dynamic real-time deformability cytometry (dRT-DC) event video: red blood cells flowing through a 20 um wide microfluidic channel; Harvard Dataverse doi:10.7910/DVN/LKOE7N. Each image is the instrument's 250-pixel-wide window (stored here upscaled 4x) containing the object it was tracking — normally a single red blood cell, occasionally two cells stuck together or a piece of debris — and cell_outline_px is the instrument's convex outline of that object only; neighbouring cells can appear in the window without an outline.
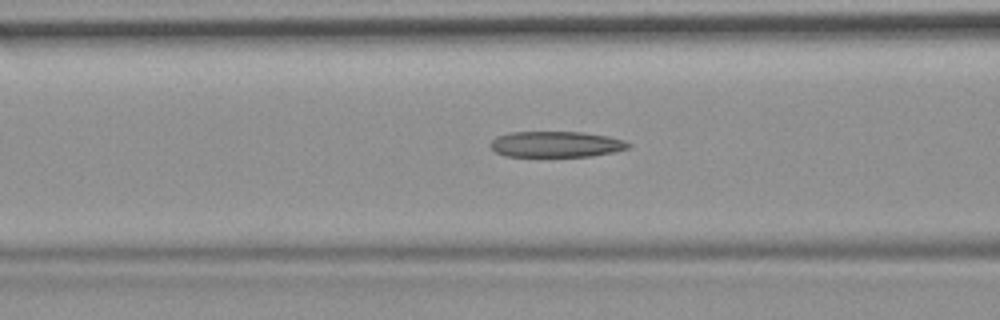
{"species": "common noctule bat (a hibernating species)", "species_latin": "Nyctalus noctula", "temperature_condition": "room temperature", "stored_images_in_passage": 47, "camera_frame_rate_fps": 3000, "um_per_image_px": 0.085, "animal": {"sex": "female", "body_mass_g": 19.9}, "frame": {"image": 1, "passage_image": 14, "time_ms": 4.333, "image_size_px": [1000, 320], "cell_outline_px": [[632, 144], [628, 148], [616, 152], [592, 156], [504, 156], [496, 152], [488, 144], [496, 136], [512, 132], [580, 132], [608, 136], [624, 140]], "centroid_in_image_um": [47.27, 12.26], "position_along_channel_um": 119.3, "area_um2": 20.87}}
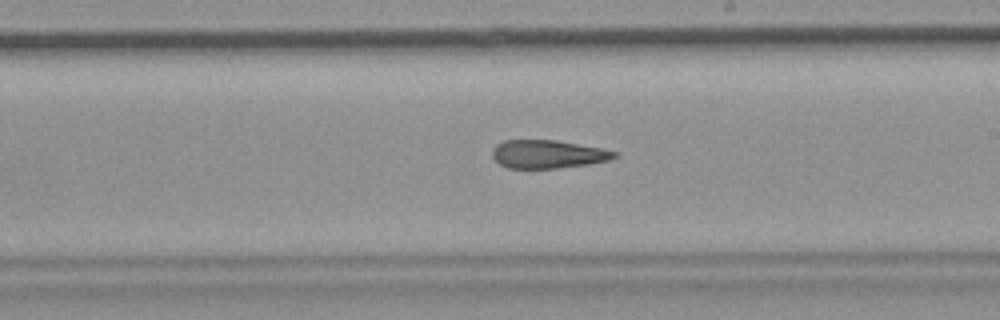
{"frame": {"image": 2, "passage_image": 24, "time_ms": 7.667, "image_size_px": [1000, 320], "cell_outline_px": [[620, 156], [612, 160], [588, 164], [556, 168], [508, 168], [500, 164], [492, 156], [492, 148], [496, 144], [504, 140], [556, 140], [604, 148], [620, 152]], "centroid_in_image_um": [46.64, 13.09], "position_along_channel_um": 242.4, "area_um2": 20.4}}
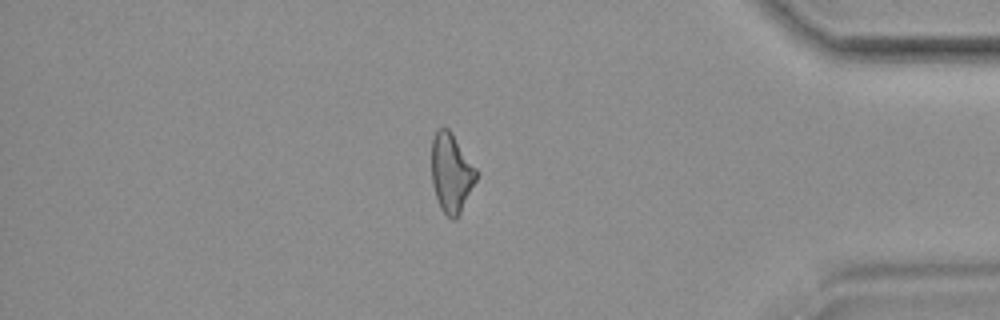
{"frame": {"image": 3, "passage_image": 39, "time_ms": 12.667, "image_size_px": [1000, 320], "cell_outline_px": [[476, 180], [456, 220], [452, 220], [440, 208], [432, 184], [432, 140], [436, 132], [440, 128], [448, 128], [452, 132], [476, 168]], "centroid_in_image_um": [38.35, 14.69], "position_along_channel_um": 396.9, "area_um2": 20.29}, "authors_computed_cell_mechanics": {"area_um2": 21.5016, "velocity_mm_per_s": 3.6959, "shape_relaxation_time_tau1_ms": null, "shape_relaxation_time_tau2_ms": 2.8025, "deformation_change_tau1": null, "deformation_change_tau2": 0.128}}